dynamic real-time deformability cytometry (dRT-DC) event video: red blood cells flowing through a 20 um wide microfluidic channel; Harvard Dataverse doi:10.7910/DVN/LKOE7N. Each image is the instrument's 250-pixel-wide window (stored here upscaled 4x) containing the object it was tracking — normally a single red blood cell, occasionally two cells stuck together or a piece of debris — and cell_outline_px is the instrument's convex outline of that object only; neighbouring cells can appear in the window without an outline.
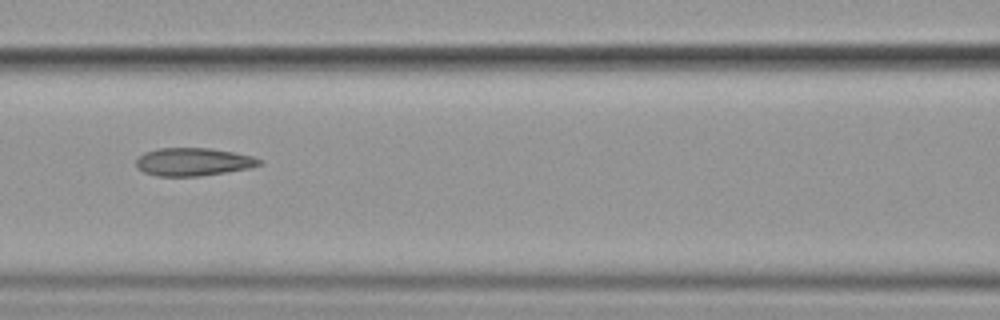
{"species": "common noctule bat (a hibernating species)", "species_latin": "Nyctalus noctula", "temperature_condition": "cold", "stored_images_in_passage": 9, "camera_frame_rate_fps": 3000, "um_per_image_px": 0.085, "animal": {"sex": "female", "body_mass_g": 19.9}, "frame": {"image": 1, "passage_image": 6, "time_ms": 6.333, "image_size_px": [1000, 320], "cell_outline_px": [[264, 164], [252, 168], [200, 176], [156, 176], [144, 172], [136, 168], [136, 160], [144, 152], [160, 148], [208, 148], [232, 152], [252, 156], [264, 160]], "centroid_in_image_um": [16.46, 13.76], "position_along_channel_um": 150.1, "area_um2": 20.23}}
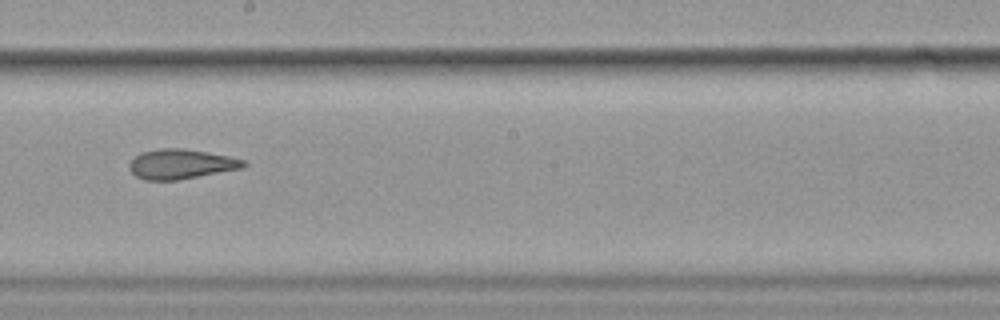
{"frame": {"image": 2, "passage_image": 8, "time_ms": 8.667, "image_size_px": [1000, 320], "cell_outline_px": [[248, 164], [244, 168], [176, 180], [144, 180], [136, 176], [128, 168], [128, 164], [136, 156], [144, 152], [160, 148], [184, 148], [208, 152], [228, 156], [244, 160]], "centroid_in_image_um": [15.4, 13.94], "position_along_channel_um": 232.8, "area_um2": 19.77}}
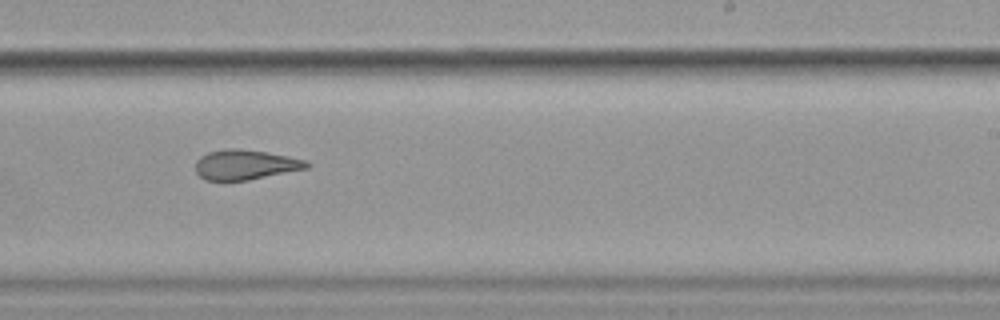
{"frame": {"image": 3, "passage_image": 9, "time_ms": 9.667, "image_size_px": [1000, 320], "cell_outline_px": [[312, 164], [308, 168], [248, 180], [224, 184], [204, 180], [196, 172], [196, 160], [200, 156], [208, 152], [224, 148], [236, 148], [268, 152], [308, 160]], "centroid_in_image_um": [20.81, 14.03], "position_along_channel_um": 268.2, "area_um2": 20.17}}